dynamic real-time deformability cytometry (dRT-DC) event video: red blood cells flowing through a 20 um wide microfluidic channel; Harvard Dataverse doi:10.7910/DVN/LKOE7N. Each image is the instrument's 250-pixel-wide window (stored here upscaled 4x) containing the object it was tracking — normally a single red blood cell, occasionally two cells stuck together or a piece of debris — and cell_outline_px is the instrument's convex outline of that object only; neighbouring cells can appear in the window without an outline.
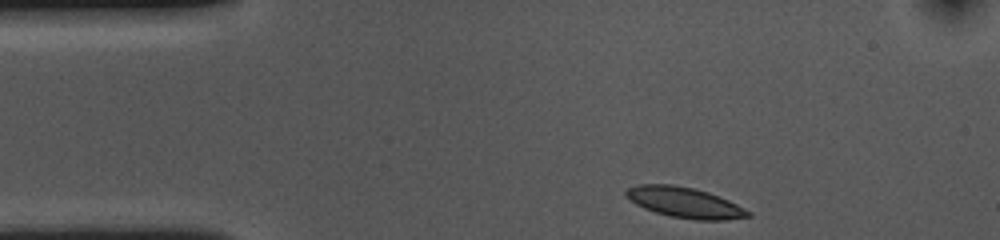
{"species": "common noctule bat (a hibernating species)", "species_latin": "Nyctalus noctula", "temperature_condition": "cold", "stored_images_in_passage": 36, "camera_frame_rate_fps": 3000, "um_per_image_px": 0.085, "animal": {"sex": "female", "body_mass_g": 10.0, "forearm_length_mm": 53.1}, "frame": {"image": 1, "passage_image": 1, "time_ms": 0.0, "image_size_px": [1000, 240], "cell_outline_px": [[752, 216], [724, 220], [696, 220], [672, 216], [656, 212], [644, 208], [636, 204], [624, 196], [624, 192], [628, 188], [636, 184], [672, 184], [692, 188], [708, 192], [728, 200], [752, 212]], "centroid_in_image_um": [58.18, 17.21], "position_along_channel_um": 26.8, "area_um2": 21.62}}
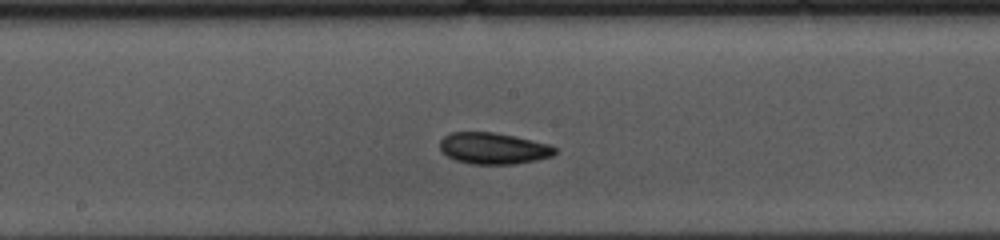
{"frame": {"image": 2, "passage_image": 20, "time_ms": 6.333, "image_size_px": [1000, 240], "cell_outline_px": [[556, 152], [552, 156], [536, 160], [516, 164], [472, 164], [456, 160], [448, 156], [440, 148], [440, 140], [444, 136], [452, 132], [496, 132], [516, 136], [548, 144], [556, 148]], "centroid_in_image_um": [41.95, 12.6], "position_along_channel_um": 206.3, "area_um2": 21.04}}
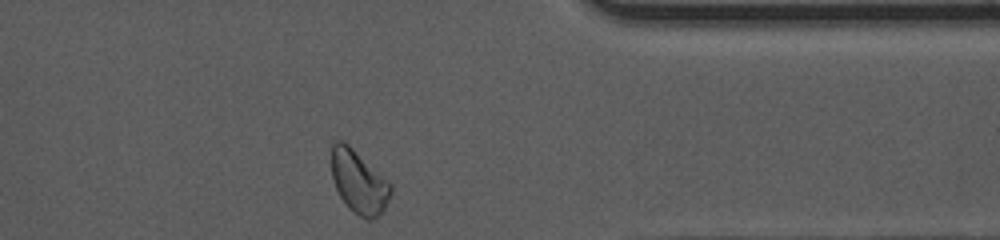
{"frame": {"image": 3, "passage_image": 36, "time_ms": 11.667, "image_size_px": [1000, 240], "cell_outline_px": [[392, 192], [384, 208], [372, 220], [368, 220], [352, 212], [348, 208], [340, 196], [336, 188], [332, 176], [332, 144], [336, 140], [344, 140], [392, 184]], "centroid_in_image_um": [30.49, 15.46], "position_along_channel_um": 380.9, "area_um2": 21.62}, "authors_computed_cell_mechanics": {"area_um2": 20.7791, "velocity_mm_per_s": 3.5635, "shape_relaxation_time_tau1_ms": 5.3547, "shape_relaxation_time_tau2_ms": 4.4802, "deformation_change_tau1": 0.1055, "deformation_change_tau2": 0.0925}}